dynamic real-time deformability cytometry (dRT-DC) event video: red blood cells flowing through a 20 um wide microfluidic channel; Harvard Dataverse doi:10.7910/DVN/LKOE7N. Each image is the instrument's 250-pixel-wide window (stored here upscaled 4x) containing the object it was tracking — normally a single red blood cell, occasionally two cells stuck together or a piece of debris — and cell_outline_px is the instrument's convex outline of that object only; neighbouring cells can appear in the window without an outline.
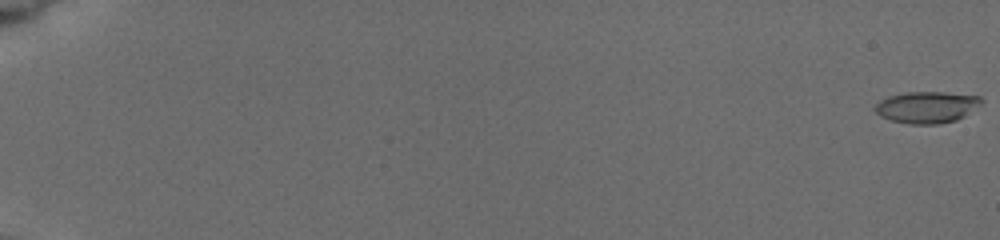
{"species": "common noctule bat (a hibernating species)", "species_latin": "Nyctalus noctula", "temperature_condition": "cold", "stored_images_in_passage": 46, "camera_frame_rate_fps": 3000, "um_per_image_px": 0.085, "animal": {"sex": "female", "body_mass_g": 19.5, "forearm_length_mm": 54.1}, "frame": {"image": 1, "passage_image": 1, "time_ms": 0.0, "image_size_px": [1000, 240], "cell_outline_px": [[984, 100], [980, 104], [964, 116], [956, 120], [940, 124], [908, 124], [892, 120], [880, 116], [872, 108], [880, 100], [892, 96], [908, 92], [940, 92], [980, 96]], "centroid_in_image_um": [78.77, 9.12], "position_along_channel_um": 6.2, "area_um2": 19.42}}
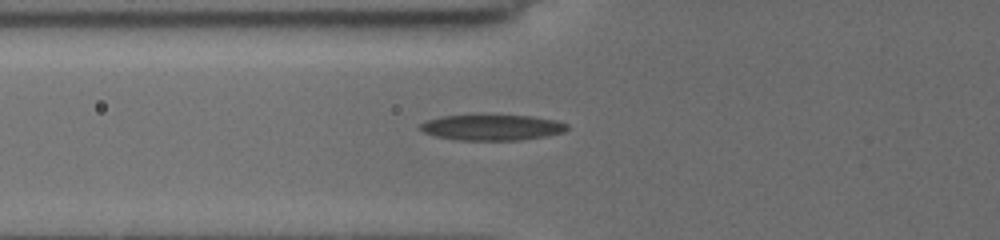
{"frame": {"image": 2, "passage_image": 37, "time_ms": 7.667, "image_size_px": [1000, 240], "cell_outline_px": [[568, 128], [564, 132], [544, 136], [520, 140], [456, 140], [436, 136], [424, 132], [420, 128], [420, 124], [428, 120], [444, 116], [528, 116], [552, 120], [568, 124]], "centroid_in_image_um": [41.81, 10.85], "position_along_channel_um": 84.0, "area_um2": 21.44}}
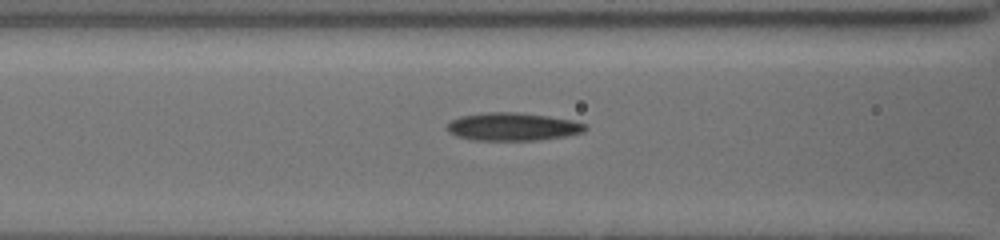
{"frame": {"image": 3, "passage_image": 44, "time_ms": 8.667, "image_size_px": [1000, 240], "cell_outline_px": [[588, 128], [584, 132], [568, 136], [540, 140], [476, 140], [456, 136], [448, 128], [448, 124], [452, 120], [464, 116], [492, 112], [512, 112], [544, 116], [568, 120], [584, 124]], "centroid_in_image_um": [43.63, 10.79], "position_along_channel_um": 123.0, "area_um2": 21.91}}